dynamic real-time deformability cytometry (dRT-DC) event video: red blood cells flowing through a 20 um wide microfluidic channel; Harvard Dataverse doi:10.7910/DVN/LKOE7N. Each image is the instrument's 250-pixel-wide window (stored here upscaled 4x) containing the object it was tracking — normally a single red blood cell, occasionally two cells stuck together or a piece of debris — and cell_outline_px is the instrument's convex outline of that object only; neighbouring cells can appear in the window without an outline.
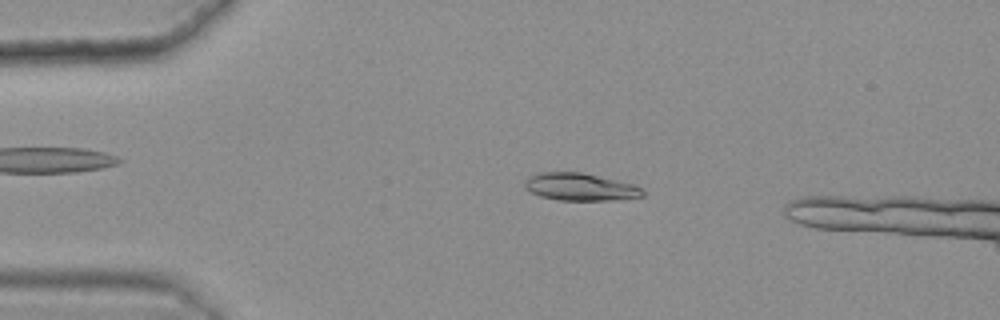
{"species": "common noctule bat (a hibernating species)", "species_latin": "Nyctalus noctula", "temperature_condition": "warm", "stored_images_in_passage": 29, "camera_frame_rate_fps": 3000, "um_per_image_px": 0.085, "animal": {"sex": "female", "body_mass_g": 25.1}, "frame": {"image": 1, "passage_image": 12, "time_ms": 3.667, "image_size_px": [1000, 320], "cell_outline_px": [[644, 196], [616, 200], [556, 200], [540, 196], [524, 188], [524, 180], [540, 172], [584, 172], [636, 184], [644, 188]], "centroid_in_image_um": [49.37, 15.88], "position_along_channel_um": 35.6, "area_um2": 19.19}}